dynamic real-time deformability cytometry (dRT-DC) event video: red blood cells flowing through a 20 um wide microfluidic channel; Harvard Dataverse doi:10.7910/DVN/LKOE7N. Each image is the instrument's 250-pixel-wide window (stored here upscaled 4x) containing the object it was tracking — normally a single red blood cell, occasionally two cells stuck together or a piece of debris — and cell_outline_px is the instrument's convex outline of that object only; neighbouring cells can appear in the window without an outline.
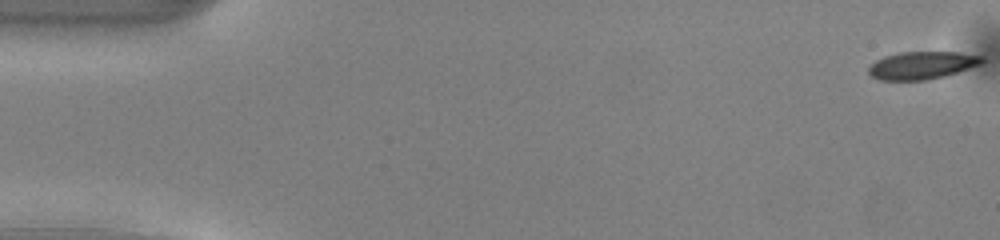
{"species": "common noctule bat (a hibernating species)", "species_latin": "Nyctalus noctula", "temperature_condition": "warm", "stored_images_in_passage": 46, "camera_frame_rate_fps": 3000, "um_per_image_px": 0.085, "animal": {"sex": "male", "body_mass_g": 13.0, "forearm_length_mm": 53.1}, "frame": {"image": 1, "passage_image": 1, "time_ms": 0.0, "image_size_px": [1000, 240], "cell_outline_px": [[984, 64], [944, 76], [924, 80], [880, 80], [872, 76], [868, 72], [868, 68], [876, 60], [884, 56], [900, 52], [956, 52], [984, 56]], "centroid_in_image_um": [78.4, 5.54], "position_along_channel_um": 6.6, "area_um2": 18.32}}
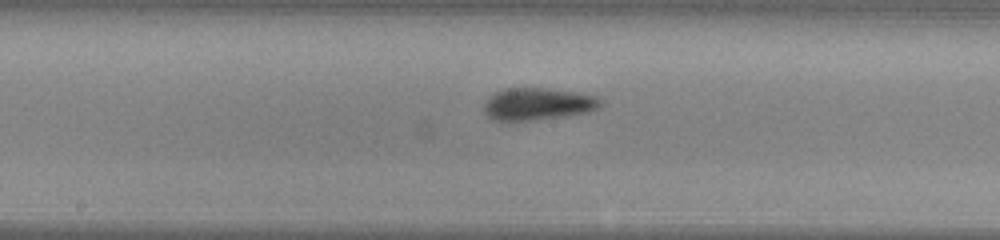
{"frame": {"image": 2, "passage_image": 26, "time_ms": 8.333, "image_size_px": [1000, 240], "cell_outline_px": [[604, 104], [600, 108], [588, 112], [568, 116], [532, 120], [492, 120], [484, 112], [484, 104], [488, 96], [504, 88], [544, 88], [576, 92], [596, 96], [604, 100]], "centroid_in_image_um": [45.75, 8.84], "position_along_channel_um": 202.4, "area_um2": 22.14}}
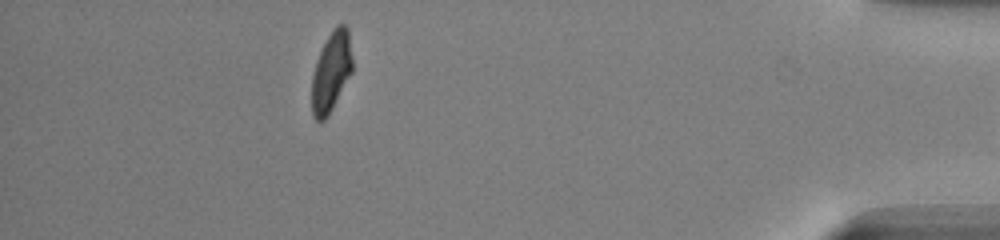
{"frame": {"image": 3, "passage_image": 45, "time_ms": 14.667, "image_size_px": [1000, 240], "cell_outline_px": [[352, 72], [328, 116], [324, 120], [316, 120], [312, 116], [312, 76], [316, 60], [320, 48], [332, 28], [336, 24], [344, 24], [348, 28], [352, 56]], "centroid_in_image_um": [28.15, 6.05], "position_along_channel_um": 407.1, "area_um2": 19.13}}